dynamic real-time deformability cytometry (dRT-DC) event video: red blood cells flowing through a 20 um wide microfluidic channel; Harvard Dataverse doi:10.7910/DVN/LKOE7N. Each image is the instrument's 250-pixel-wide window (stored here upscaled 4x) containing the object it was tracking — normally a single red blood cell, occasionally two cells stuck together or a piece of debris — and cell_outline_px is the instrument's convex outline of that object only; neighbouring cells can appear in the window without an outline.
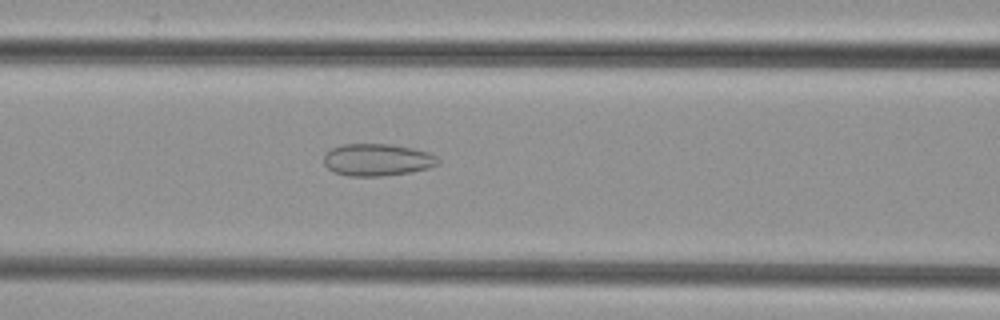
{"species": "common noctule bat (a hibernating species)", "species_latin": "Nyctalus noctula", "temperature_condition": "cold", "stored_images_in_passage": 36, "camera_frame_rate_fps": 3000, "um_per_image_px": 0.085, "animal": {"sex": "female", "body_mass_g": 29.2, "forearm_length_mm": 56.3}, "frame": {"image": 1, "passage_image": 6, "time_ms": 1.667, "image_size_px": [1000, 320], "cell_outline_px": [[440, 164], [428, 168], [412, 172], [380, 176], [348, 176], [332, 172], [324, 164], [324, 152], [340, 144], [392, 144], [412, 148], [428, 152], [436, 156], [440, 160]], "centroid_in_image_um": [32.05, 13.58], "position_along_channel_um": 134.5, "area_um2": 21.68}}
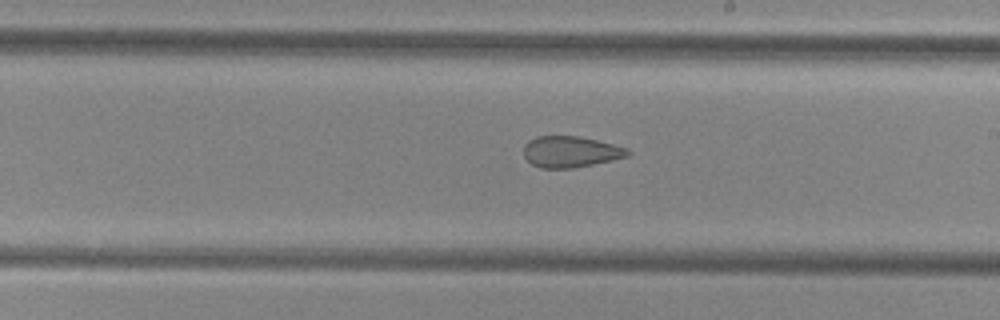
{"frame": {"image": 2, "passage_image": 14, "time_ms": 4.333, "image_size_px": [1000, 320], "cell_outline_px": [[632, 152], [628, 156], [612, 160], [572, 168], [540, 168], [532, 164], [524, 156], [524, 144], [528, 140], [536, 136], [576, 136], [596, 140], [628, 148]], "centroid_in_image_um": [48.48, 12.9], "position_along_channel_um": 240.5, "area_um2": 18.84}}
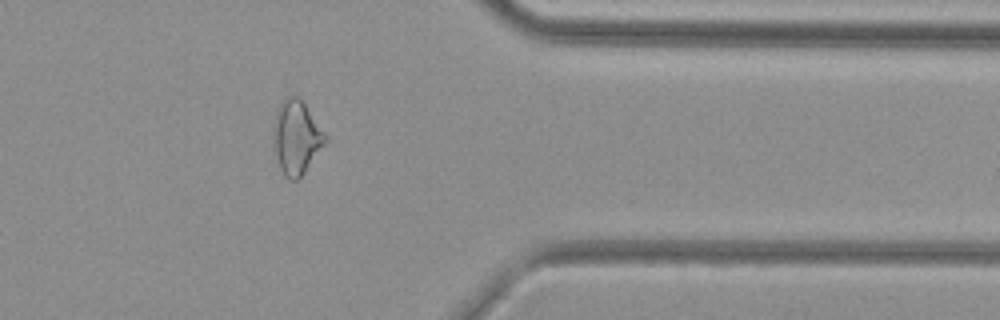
{"frame": {"image": 3, "passage_image": 26, "time_ms": 8.333, "image_size_px": [1000, 320], "cell_outline_px": [[328, 140], [304, 172], [296, 180], [288, 180], [284, 176], [280, 168], [276, 156], [272, 132], [272, 128], [276, 108], [284, 96], [296, 96], [304, 104], [328, 136]], "centroid_in_image_um": [25.17, 11.65], "position_along_channel_um": 386.2, "area_um2": 22.37}}